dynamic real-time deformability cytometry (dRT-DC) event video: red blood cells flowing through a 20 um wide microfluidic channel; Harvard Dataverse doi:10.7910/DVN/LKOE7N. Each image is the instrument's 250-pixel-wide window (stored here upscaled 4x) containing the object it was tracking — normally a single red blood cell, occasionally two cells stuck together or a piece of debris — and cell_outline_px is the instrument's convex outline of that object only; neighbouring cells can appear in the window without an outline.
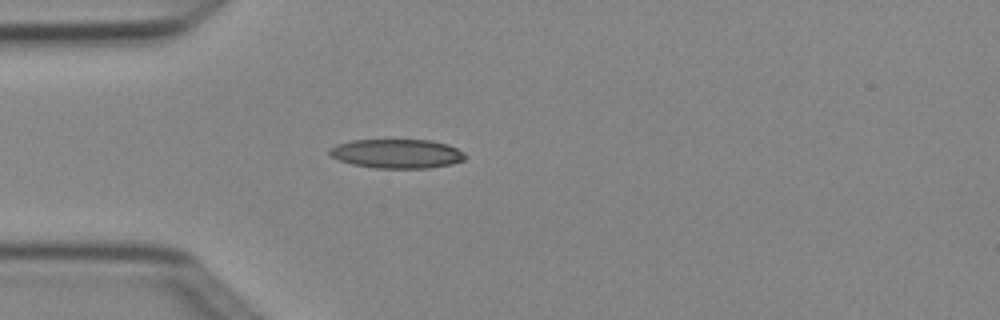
{"species": "Egyptian fruit bat (a non-hibernating species)", "species_latin": "Rousettus aegyptiacus", "temperature_condition": "cold", "stored_images_in_passage": 1, "camera_frame_rate_fps": 3000, "um_per_image_px": 0.085, "animal": {"sex": "female"}, "frame": {"image": 1, "passage_image": 1, "time_ms": 0.0, "image_size_px": [1000, 320], "cell_outline_px": [[468, 156], [464, 160], [452, 164], [428, 168], [376, 168], [352, 164], [340, 160], [332, 156], [328, 152], [328, 148], [336, 144], [352, 140], [432, 140], [448, 144], [464, 152]], "centroid_in_image_um": [33.76, 13.06], "position_along_channel_um": 51.2, "area_um2": 23.18}}